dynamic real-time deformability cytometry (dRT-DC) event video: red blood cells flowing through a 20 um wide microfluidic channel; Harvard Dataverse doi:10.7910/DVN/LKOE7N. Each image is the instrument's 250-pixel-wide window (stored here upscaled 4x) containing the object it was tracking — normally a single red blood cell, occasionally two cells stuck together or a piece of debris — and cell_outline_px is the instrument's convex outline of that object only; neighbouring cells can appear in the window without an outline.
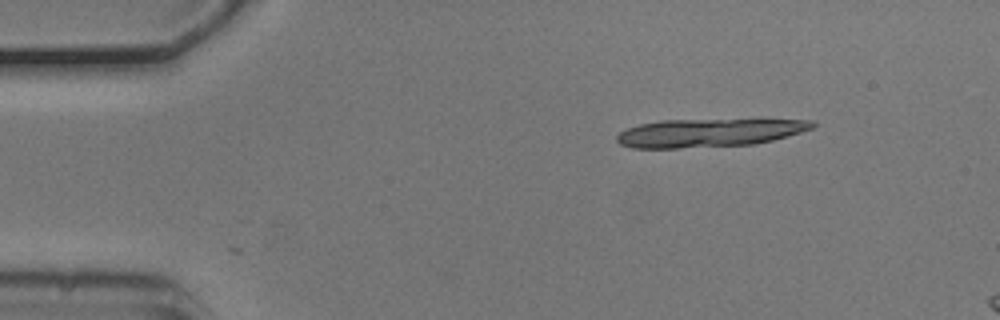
{"species": "common noctule bat (a hibernating species)", "species_latin": "Nyctalus noctula", "temperature_condition": "cold", "stored_images_in_passage": 7, "camera_frame_rate_fps": 3000, "um_per_image_px": 0.085, "animal": {"sex": "male", "body_mass_g": 20.5, "forearm_length_mm": 52.5}, "frame": {"image": 1, "passage_image": 1, "time_ms": 0.0, "image_size_px": [1000, 320], "cell_outline_px": [[816, 124], [812, 128], [788, 136], [756, 144], [680, 148], [632, 148], [620, 144], [616, 140], [616, 136], [620, 132], [628, 128], [640, 124], [660, 120], [816, 120]], "centroid_in_image_um": [60.24, 11.29], "position_along_channel_um": 24.8, "area_um2": 31.96}}